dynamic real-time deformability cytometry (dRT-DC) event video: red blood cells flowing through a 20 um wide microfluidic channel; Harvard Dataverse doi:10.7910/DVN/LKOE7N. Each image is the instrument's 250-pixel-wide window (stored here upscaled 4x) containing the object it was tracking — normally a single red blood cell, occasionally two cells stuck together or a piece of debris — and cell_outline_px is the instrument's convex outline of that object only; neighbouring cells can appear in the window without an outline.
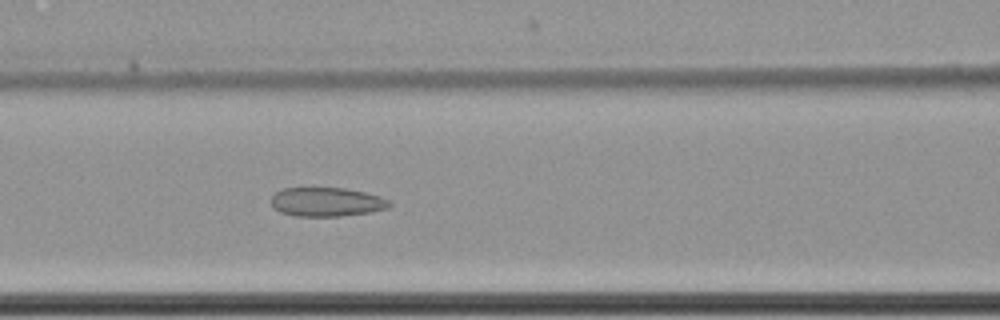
{"species": "common noctule bat (a hibernating species)", "species_latin": "Nyctalus noctula", "temperature_condition": "cold", "stored_images_in_passage": 62, "camera_frame_rate_fps": 3000, "um_per_image_px": 0.085, "animal": {"sex": "female", "body_mass_g": 22.7, "forearm_length_mm": 54.2}, "frame": {"image": 1, "passage_image": 29, "time_ms": 9.333, "image_size_px": [1000, 320], "cell_outline_px": [[392, 204], [388, 208], [368, 212], [340, 216], [296, 216], [280, 212], [272, 204], [272, 196], [276, 192], [284, 188], [344, 188], [364, 192], [380, 196], [392, 200]], "centroid_in_image_um": [27.8, 17.16], "position_along_channel_um": 138.8, "area_um2": 19.88}}
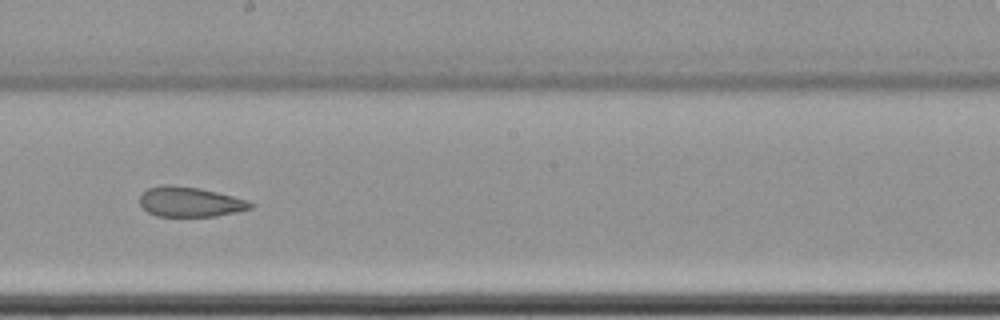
{"frame": {"image": 2, "passage_image": 37, "time_ms": 12.0, "image_size_px": [1000, 320], "cell_outline_px": [[256, 204], [252, 208], [236, 212], [216, 216], [156, 216], [148, 212], [140, 204], [140, 196], [148, 188], [164, 184], [172, 184], [200, 188], [248, 200]], "centroid_in_image_um": [16.16, 17.15], "position_along_channel_um": 232.0, "area_um2": 19.36}}
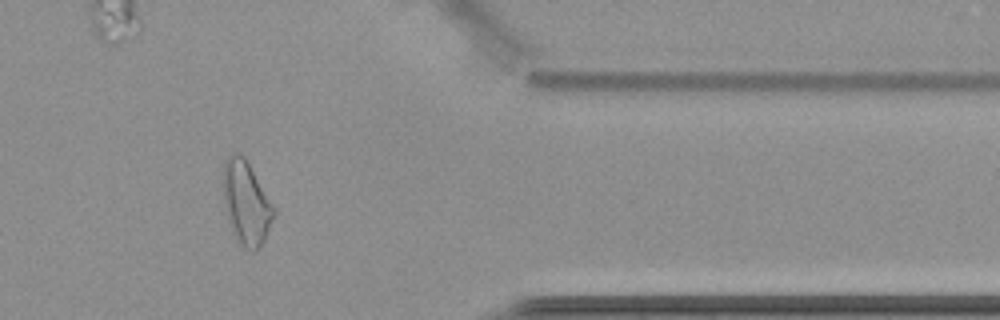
{"frame": {"image": 3, "passage_image": 52, "time_ms": 17.0, "image_size_px": [1000, 320], "cell_outline_px": [[276, 216], [264, 240], [256, 252], [252, 252], [244, 248], [236, 240], [232, 232], [224, 208], [224, 160], [232, 152], [240, 152], [244, 156], [276, 208]], "centroid_in_image_um": [20.95, 17.27], "position_along_channel_um": 390.5, "area_um2": 25.03}, "authors_computed_cell_mechanics": {"area_um2": 25.2586, "velocity_mm_per_s": 3.4981, "shape_relaxation_time_tau1_ms": null, "shape_relaxation_time_tau2_ms": 3.8862, "deformation_change_tau1": null, "deformation_change_tau2": 0.1122}}